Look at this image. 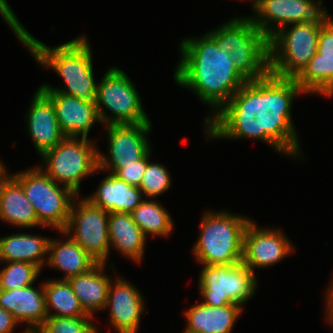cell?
<instances>
[{
  "label": "cell",
  "instance_id": "6da1fadb",
  "mask_svg": "<svg viewBox=\"0 0 333 333\" xmlns=\"http://www.w3.org/2000/svg\"><path fill=\"white\" fill-rule=\"evenodd\" d=\"M302 94L305 95L294 78L268 73L261 79L247 81L204 125L206 141L254 139L278 154L304 160L291 113L294 99Z\"/></svg>",
  "mask_w": 333,
  "mask_h": 333
},
{
  "label": "cell",
  "instance_id": "7a4b0ae2",
  "mask_svg": "<svg viewBox=\"0 0 333 333\" xmlns=\"http://www.w3.org/2000/svg\"><path fill=\"white\" fill-rule=\"evenodd\" d=\"M178 49L181 56L173 81L211 107L210 114L203 119L205 125L247 81L235 69L229 53L219 49L207 32L200 37L181 39Z\"/></svg>",
  "mask_w": 333,
  "mask_h": 333
},
{
  "label": "cell",
  "instance_id": "3957f363",
  "mask_svg": "<svg viewBox=\"0 0 333 333\" xmlns=\"http://www.w3.org/2000/svg\"><path fill=\"white\" fill-rule=\"evenodd\" d=\"M0 16L37 65L39 63L43 68L55 71L66 85L65 88H57L44 83L38 87L41 91H57L84 102L96 100L98 83L94 77L92 47L86 35L50 47L22 25L7 0H0Z\"/></svg>",
  "mask_w": 333,
  "mask_h": 333
},
{
  "label": "cell",
  "instance_id": "277c9868",
  "mask_svg": "<svg viewBox=\"0 0 333 333\" xmlns=\"http://www.w3.org/2000/svg\"><path fill=\"white\" fill-rule=\"evenodd\" d=\"M197 241L192 246L200 265H227L242 262L243 238L251 218L226 210L204 212Z\"/></svg>",
  "mask_w": 333,
  "mask_h": 333
},
{
  "label": "cell",
  "instance_id": "5b68a950",
  "mask_svg": "<svg viewBox=\"0 0 333 333\" xmlns=\"http://www.w3.org/2000/svg\"><path fill=\"white\" fill-rule=\"evenodd\" d=\"M229 20L207 33L219 49L229 53L235 69L246 81L265 77L269 73V39L249 16Z\"/></svg>",
  "mask_w": 333,
  "mask_h": 333
},
{
  "label": "cell",
  "instance_id": "8992f818",
  "mask_svg": "<svg viewBox=\"0 0 333 333\" xmlns=\"http://www.w3.org/2000/svg\"><path fill=\"white\" fill-rule=\"evenodd\" d=\"M95 143L91 138L66 136L40 156L43 163L37 166L54 182L79 195L82 180L100 172Z\"/></svg>",
  "mask_w": 333,
  "mask_h": 333
},
{
  "label": "cell",
  "instance_id": "52a82bcc",
  "mask_svg": "<svg viewBox=\"0 0 333 333\" xmlns=\"http://www.w3.org/2000/svg\"><path fill=\"white\" fill-rule=\"evenodd\" d=\"M326 21L290 24L278 30L269 39V73L295 78L316 54L320 28Z\"/></svg>",
  "mask_w": 333,
  "mask_h": 333
},
{
  "label": "cell",
  "instance_id": "ba28073f",
  "mask_svg": "<svg viewBox=\"0 0 333 333\" xmlns=\"http://www.w3.org/2000/svg\"><path fill=\"white\" fill-rule=\"evenodd\" d=\"M11 176L22 186L44 227L56 231L66 228L72 202L77 196L70 188L54 182L37 165Z\"/></svg>",
  "mask_w": 333,
  "mask_h": 333
},
{
  "label": "cell",
  "instance_id": "9c48e42d",
  "mask_svg": "<svg viewBox=\"0 0 333 333\" xmlns=\"http://www.w3.org/2000/svg\"><path fill=\"white\" fill-rule=\"evenodd\" d=\"M109 68L98 82L96 92L95 105L101 124L108 126L151 122L131 78L118 66Z\"/></svg>",
  "mask_w": 333,
  "mask_h": 333
},
{
  "label": "cell",
  "instance_id": "30bf717a",
  "mask_svg": "<svg viewBox=\"0 0 333 333\" xmlns=\"http://www.w3.org/2000/svg\"><path fill=\"white\" fill-rule=\"evenodd\" d=\"M256 276L242 262L215 266L202 265L198 279L201 302L212 307L238 304L243 308L257 291Z\"/></svg>",
  "mask_w": 333,
  "mask_h": 333
},
{
  "label": "cell",
  "instance_id": "8fae6325",
  "mask_svg": "<svg viewBox=\"0 0 333 333\" xmlns=\"http://www.w3.org/2000/svg\"><path fill=\"white\" fill-rule=\"evenodd\" d=\"M108 222L107 210L77 195L72 202L69 220L63 231L98 263L107 264L110 255Z\"/></svg>",
  "mask_w": 333,
  "mask_h": 333
},
{
  "label": "cell",
  "instance_id": "7c38bea8",
  "mask_svg": "<svg viewBox=\"0 0 333 333\" xmlns=\"http://www.w3.org/2000/svg\"><path fill=\"white\" fill-rule=\"evenodd\" d=\"M108 156L98 149V169L113 174L124 165L135 164L151 149L148 135L152 131V123L108 125ZM148 137V138H147Z\"/></svg>",
  "mask_w": 333,
  "mask_h": 333
},
{
  "label": "cell",
  "instance_id": "4fadbf2b",
  "mask_svg": "<svg viewBox=\"0 0 333 333\" xmlns=\"http://www.w3.org/2000/svg\"><path fill=\"white\" fill-rule=\"evenodd\" d=\"M323 0H259L256 10L249 16L253 24L270 39L282 27L328 20Z\"/></svg>",
  "mask_w": 333,
  "mask_h": 333
},
{
  "label": "cell",
  "instance_id": "5bb4252c",
  "mask_svg": "<svg viewBox=\"0 0 333 333\" xmlns=\"http://www.w3.org/2000/svg\"><path fill=\"white\" fill-rule=\"evenodd\" d=\"M295 249L281 229L260 228L251 220L244 232L242 263L256 273V268L271 267L295 253Z\"/></svg>",
  "mask_w": 333,
  "mask_h": 333
},
{
  "label": "cell",
  "instance_id": "9a60e30c",
  "mask_svg": "<svg viewBox=\"0 0 333 333\" xmlns=\"http://www.w3.org/2000/svg\"><path fill=\"white\" fill-rule=\"evenodd\" d=\"M114 281V282H113ZM142 293L131 282L116 275L112 279L107 295L106 307L109 311V324L117 333H137L141 316L146 309ZM145 304V305H144Z\"/></svg>",
  "mask_w": 333,
  "mask_h": 333
},
{
  "label": "cell",
  "instance_id": "2e32d148",
  "mask_svg": "<svg viewBox=\"0 0 333 333\" xmlns=\"http://www.w3.org/2000/svg\"><path fill=\"white\" fill-rule=\"evenodd\" d=\"M26 129L36 152L41 156L55 147L66 135L62 132L52 101L38 88L31 99Z\"/></svg>",
  "mask_w": 333,
  "mask_h": 333
},
{
  "label": "cell",
  "instance_id": "e0dca14e",
  "mask_svg": "<svg viewBox=\"0 0 333 333\" xmlns=\"http://www.w3.org/2000/svg\"><path fill=\"white\" fill-rule=\"evenodd\" d=\"M54 104L58 124L67 137L88 138L95 124L101 123L95 101L84 102L57 91H42Z\"/></svg>",
  "mask_w": 333,
  "mask_h": 333
},
{
  "label": "cell",
  "instance_id": "ac0fdd59",
  "mask_svg": "<svg viewBox=\"0 0 333 333\" xmlns=\"http://www.w3.org/2000/svg\"><path fill=\"white\" fill-rule=\"evenodd\" d=\"M33 285L13 290L0 289V307L12 313L20 325L26 323L27 333H34L48 317L43 283L38 288Z\"/></svg>",
  "mask_w": 333,
  "mask_h": 333
},
{
  "label": "cell",
  "instance_id": "d6986e66",
  "mask_svg": "<svg viewBox=\"0 0 333 333\" xmlns=\"http://www.w3.org/2000/svg\"><path fill=\"white\" fill-rule=\"evenodd\" d=\"M242 311L238 304L212 307L199 301L184 312L187 324L183 333H232Z\"/></svg>",
  "mask_w": 333,
  "mask_h": 333
},
{
  "label": "cell",
  "instance_id": "ffe728a7",
  "mask_svg": "<svg viewBox=\"0 0 333 333\" xmlns=\"http://www.w3.org/2000/svg\"><path fill=\"white\" fill-rule=\"evenodd\" d=\"M58 233L62 238H50L46 266L57 269L60 273L63 272V277L60 279L68 280L86 273L98 264L63 230Z\"/></svg>",
  "mask_w": 333,
  "mask_h": 333
},
{
  "label": "cell",
  "instance_id": "44dd1931",
  "mask_svg": "<svg viewBox=\"0 0 333 333\" xmlns=\"http://www.w3.org/2000/svg\"><path fill=\"white\" fill-rule=\"evenodd\" d=\"M85 198L109 213H131L145 199L139 187L129 185L110 173L98 183L96 191Z\"/></svg>",
  "mask_w": 333,
  "mask_h": 333
},
{
  "label": "cell",
  "instance_id": "7402d4cb",
  "mask_svg": "<svg viewBox=\"0 0 333 333\" xmlns=\"http://www.w3.org/2000/svg\"><path fill=\"white\" fill-rule=\"evenodd\" d=\"M110 251L118 253L134 263H141L144 258L147 237L133 221L131 213H109L108 222Z\"/></svg>",
  "mask_w": 333,
  "mask_h": 333
},
{
  "label": "cell",
  "instance_id": "603a6c76",
  "mask_svg": "<svg viewBox=\"0 0 333 333\" xmlns=\"http://www.w3.org/2000/svg\"><path fill=\"white\" fill-rule=\"evenodd\" d=\"M106 263H98L90 271L68 279L83 310L90 316L104 311L112 277L106 274ZM105 272V273H104Z\"/></svg>",
  "mask_w": 333,
  "mask_h": 333
},
{
  "label": "cell",
  "instance_id": "cb8c5ba5",
  "mask_svg": "<svg viewBox=\"0 0 333 333\" xmlns=\"http://www.w3.org/2000/svg\"><path fill=\"white\" fill-rule=\"evenodd\" d=\"M51 237L13 233L0 237V262H30L41 270L46 266Z\"/></svg>",
  "mask_w": 333,
  "mask_h": 333
},
{
  "label": "cell",
  "instance_id": "d4e9b609",
  "mask_svg": "<svg viewBox=\"0 0 333 333\" xmlns=\"http://www.w3.org/2000/svg\"><path fill=\"white\" fill-rule=\"evenodd\" d=\"M0 221L20 229L44 227L37 218L22 186L12 177L3 184L0 192Z\"/></svg>",
  "mask_w": 333,
  "mask_h": 333
},
{
  "label": "cell",
  "instance_id": "484cf974",
  "mask_svg": "<svg viewBox=\"0 0 333 333\" xmlns=\"http://www.w3.org/2000/svg\"><path fill=\"white\" fill-rule=\"evenodd\" d=\"M294 79L305 95L317 94L329 98L333 94V56L317 51Z\"/></svg>",
  "mask_w": 333,
  "mask_h": 333
},
{
  "label": "cell",
  "instance_id": "4316f807",
  "mask_svg": "<svg viewBox=\"0 0 333 333\" xmlns=\"http://www.w3.org/2000/svg\"><path fill=\"white\" fill-rule=\"evenodd\" d=\"M43 289L47 316L92 317L83 310L68 280L59 278L45 280L43 281Z\"/></svg>",
  "mask_w": 333,
  "mask_h": 333
},
{
  "label": "cell",
  "instance_id": "83f0119b",
  "mask_svg": "<svg viewBox=\"0 0 333 333\" xmlns=\"http://www.w3.org/2000/svg\"><path fill=\"white\" fill-rule=\"evenodd\" d=\"M158 200L144 199L132 212L136 225L146 237H169L174 230V222L170 213Z\"/></svg>",
  "mask_w": 333,
  "mask_h": 333
},
{
  "label": "cell",
  "instance_id": "f1b7e54d",
  "mask_svg": "<svg viewBox=\"0 0 333 333\" xmlns=\"http://www.w3.org/2000/svg\"><path fill=\"white\" fill-rule=\"evenodd\" d=\"M0 270V289L13 290L35 284L41 269L30 262H4Z\"/></svg>",
  "mask_w": 333,
  "mask_h": 333
},
{
  "label": "cell",
  "instance_id": "f546056e",
  "mask_svg": "<svg viewBox=\"0 0 333 333\" xmlns=\"http://www.w3.org/2000/svg\"><path fill=\"white\" fill-rule=\"evenodd\" d=\"M171 175L165 165L149 161L139 189L145 199H156L172 186ZM158 196V197H157Z\"/></svg>",
  "mask_w": 333,
  "mask_h": 333
},
{
  "label": "cell",
  "instance_id": "4dcf8cb0",
  "mask_svg": "<svg viewBox=\"0 0 333 333\" xmlns=\"http://www.w3.org/2000/svg\"><path fill=\"white\" fill-rule=\"evenodd\" d=\"M94 317L48 316L34 333H100Z\"/></svg>",
  "mask_w": 333,
  "mask_h": 333
},
{
  "label": "cell",
  "instance_id": "1f68e13d",
  "mask_svg": "<svg viewBox=\"0 0 333 333\" xmlns=\"http://www.w3.org/2000/svg\"><path fill=\"white\" fill-rule=\"evenodd\" d=\"M151 153L152 149L141 160L135 162V164L124 165V168L117 169L113 175L129 185L139 187L147 164L152 156Z\"/></svg>",
  "mask_w": 333,
  "mask_h": 333
},
{
  "label": "cell",
  "instance_id": "d6a6232c",
  "mask_svg": "<svg viewBox=\"0 0 333 333\" xmlns=\"http://www.w3.org/2000/svg\"><path fill=\"white\" fill-rule=\"evenodd\" d=\"M317 51L322 55L333 56V18H329L320 28Z\"/></svg>",
  "mask_w": 333,
  "mask_h": 333
},
{
  "label": "cell",
  "instance_id": "836d02e7",
  "mask_svg": "<svg viewBox=\"0 0 333 333\" xmlns=\"http://www.w3.org/2000/svg\"><path fill=\"white\" fill-rule=\"evenodd\" d=\"M18 325L12 313L0 307V333H14Z\"/></svg>",
  "mask_w": 333,
  "mask_h": 333
},
{
  "label": "cell",
  "instance_id": "e575fe53",
  "mask_svg": "<svg viewBox=\"0 0 333 333\" xmlns=\"http://www.w3.org/2000/svg\"><path fill=\"white\" fill-rule=\"evenodd\" d=\"M325 291V320L329 326L331 325L330 328H333V279L330 281Z\"/></svg>",
  "mask_w": 333,
  "mask_h": 333
},
{
  "label": "cell",
  "instance_id": "d590c367",
  "mask_svg": "<svg viewBox=\"0 0 333 333\" xmlns=\"http://www.w3.org/2000/svg\"><path fill=\"white\" fill-rule=\"evenodd\" d=\"M7 167L3 163V161L0 160V192L2 189L3 184L10 178L12 173H8Z\"/></svg>",
  "mask_w": 333,
  "mask_h": 333
},
{
  "label": "cell",
  "instance_id": "8d00e7d4",
  "mask_svg": "<svg viewBox=\"0 0 333 333\" xmlns=\"http://www.w3.org/2000/svg\"><path fill=\"white\" fill-rule=\"evenodd\" d=\"M247 1V0H246ZM248 1H250V0H248ZM250 2H252L251 3V8H252V10L253 11H255L256 10V8H257V6H258V3H259V0H251Z\"/></svg>",
  "mask_w": 333,
  "mask_h": 333
}]
</instances>
